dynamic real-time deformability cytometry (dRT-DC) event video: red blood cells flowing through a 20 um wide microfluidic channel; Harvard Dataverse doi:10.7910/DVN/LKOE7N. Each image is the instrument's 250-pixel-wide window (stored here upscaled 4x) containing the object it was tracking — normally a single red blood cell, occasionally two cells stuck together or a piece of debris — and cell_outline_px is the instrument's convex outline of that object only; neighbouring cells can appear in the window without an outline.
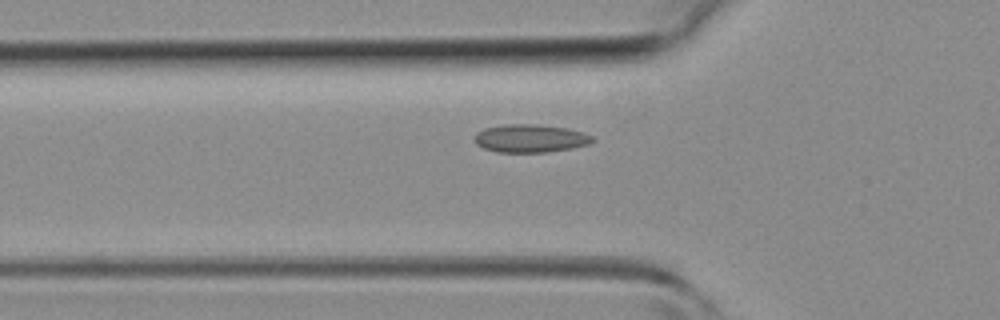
{"species": "common noctule bat (a hibernating species)", "species_latin": "Nyctalus noctula", "temperature_condition": "room temperature", "stored_images_in_passage": 35, "camera_frame_rate_fps": 3000, "um_per_image_px": 0.085, "animal": {"sex": "female", "body_mass_g": 19.3, "forearm_length_mm": 54.1}, "frame": {"image": 1, "passage_image": 11, "time_ms": 3.333, "image_size_px": [1000, 320], "cell_outline_px": [[596, 140], [588, 144], [572, 148], [548, 152], [496, 152], [484, 148], [476, 144], [476, 132], [484, 128], [504, 124], [536, 124], [568, 128], [592, 136]], "centroid_in_image_um": [45.07, 11.76], "position_along_channel_um": 80.7, "area_um2": 19.25}}
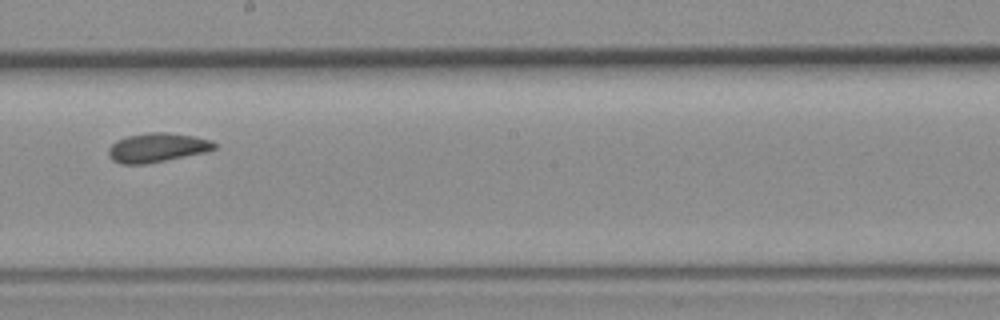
{"frame": {"image": 2, "passage_image": 21, "time_ms": 6.667, "image_size_px": [1000, 320], "cell_outline_px": [[216, 148], [204, 152], [148, 164], [120, 164], [112, 160], [108, 156], [108, 148], [116, 140], [128, 136], [148, 132], [164, 132], [192, 136], [212, 140], [216, 144]], "centroid_in_image_um": [13.32, 12.55], "position_along_channel_um": 234.9, "area_um2": 17.98}}
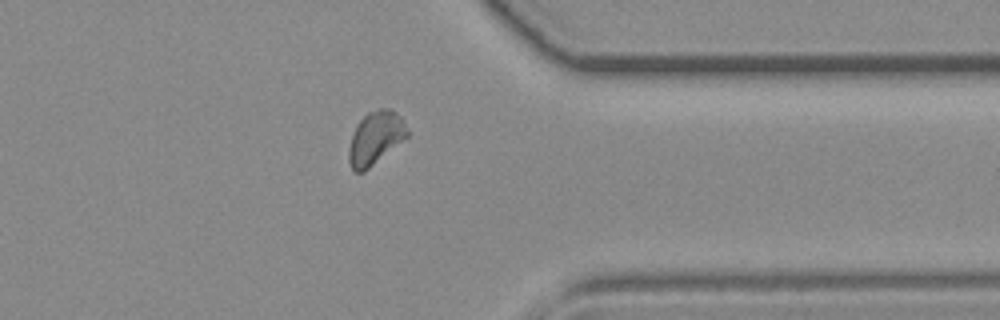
{"frame": {"image": 3, "passage_image": 31, "time_ms": 10.0, "image_size_px": [1000, 320], "cell_outline_px": [[408, 136], [364, 172], [356, 172], [352, 168], [348, 160], [348, 148], [356, 124], [368, 112], [380, 108], [392, 108], [400, 116], [408, 132]], "centroid_in_image_um": [31.89, 11.72], "position_along_channel_um": 379.5, "area_um2": 17.92}}